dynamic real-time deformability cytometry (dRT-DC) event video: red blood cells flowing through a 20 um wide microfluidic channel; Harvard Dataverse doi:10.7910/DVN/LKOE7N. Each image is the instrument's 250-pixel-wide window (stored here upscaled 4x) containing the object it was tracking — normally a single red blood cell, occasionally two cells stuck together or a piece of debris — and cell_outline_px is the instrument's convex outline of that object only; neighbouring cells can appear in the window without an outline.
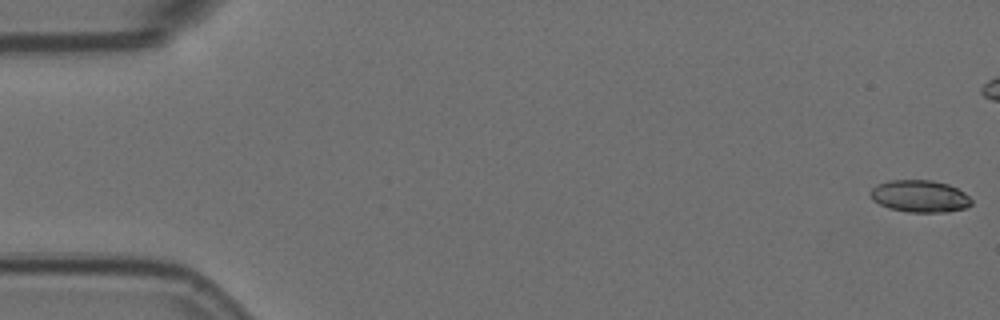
{"species": "Egyptian fruit bat (a non-hibernating species)", "species_latin": "Rousettus aegyptiacus", "temperature_condition": "room temperature", "stored_images_in_passage": 6, "camera_frame_rate_fps": 3000, "um_per_image_px": 0.085, "animal": {"sex": "female"}, "frame": {"image": 1, "passage_image": 1, "time_ms": 0.0, "image_size_px": [1000, 320], "cell_outline_px": [[972, 204], [968, 208], [948, 212], [908, 212], [888, 208], [872, 200], [868, 192], [876, 184], [888, 180], [932, 180], [948, 184], [964, 192], [972, 200]], "centroid_in_image_um": [78.17, 16.68], "position_along_channel_um": 6.8, "area_um2": 19.19}}
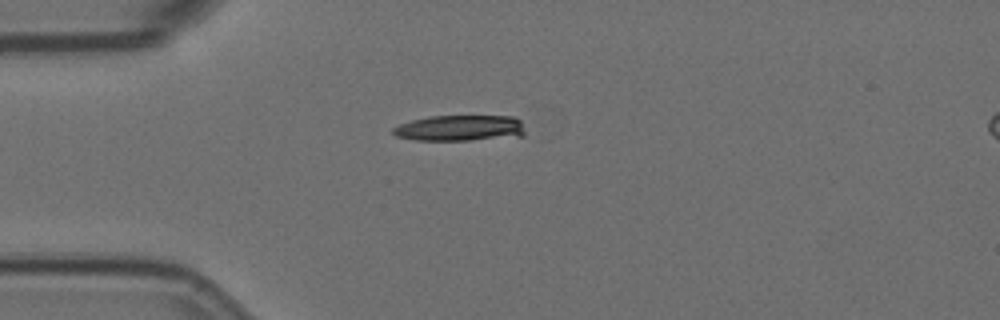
{"frame": {"image": 2, "passage_image": 6, "time_ms": 1.667, "image_size_px": [1000, 320], "cell_outline_px": [[524, 136], [468, 140], [416, 140], [396, 136], [392, 132], [392, 128], [400, 124], [412, 120], [428, 116], [512, 116], [520, 120], [524, 132]], "centroid_in_image_um": [39.08, 10.88], "position_along_channel_um": 45.9, "area_um2": 19.88}}